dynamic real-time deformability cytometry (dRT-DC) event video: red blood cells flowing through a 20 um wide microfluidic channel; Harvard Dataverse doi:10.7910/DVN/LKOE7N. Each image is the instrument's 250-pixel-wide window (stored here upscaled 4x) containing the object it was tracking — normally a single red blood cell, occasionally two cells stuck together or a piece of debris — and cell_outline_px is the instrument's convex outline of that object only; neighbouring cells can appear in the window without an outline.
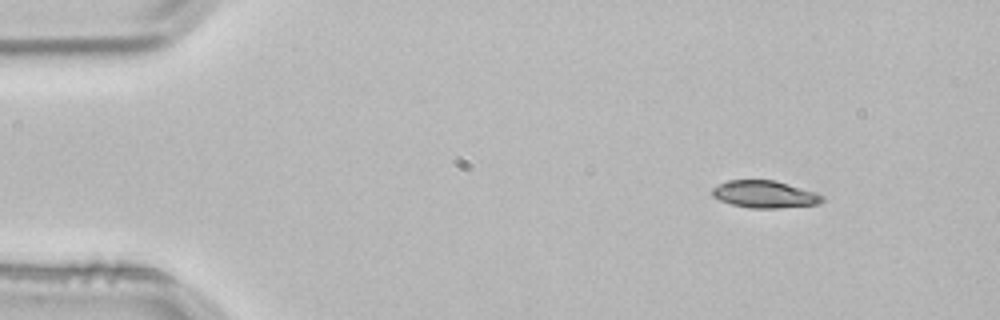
{"species": "common noctule bat (a hibernating species)", "species_latin": "Nyctalus noctula", "temperature_condition": "room temperature", "stored_images_in_passage": 2, "camera_frame_rate_fps": 3000, "um_per_image_px": 0.085, "animal": {"sex": "male", "body_mass_g": 21.5, "forearm_length_mm": 52.0}, "frame": {"image": 1, "passage_image": 1, "time_ms": 0.0, "image_size_px": [1000, 320], "cell_outline_px": [[824, 200], [820, 204], [776, 208], [752, 208], [732, 204], [720, 200], [712, 196], [712, 188], [716, 184], [728, 180], [776, 180], [816, 192], [824, 196]], "centroid_in_image_um": [65.0, 16.5], "position_along_channel_um": 20.0, "area_um2": 17.57}}